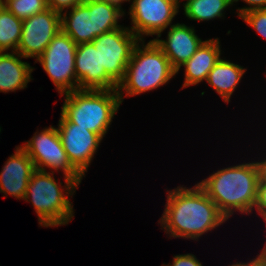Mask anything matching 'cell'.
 Listing matches in <instances>:
<instances>
[{
    "label": "cell",
    "mask_w": 266,
    "mask_h": 266,
    "mask_svg": "<svg viewBox=\"0 0 266 266\" xmlns=\"http://www.w3.org/2000/svg\"><path fill=\"white\" fill-rule=\"evenodd\" d=\"M165 192V207L157 222L169 239L198 242L203 235L212 233L228 221L197 183L191 187L178 185L174 189L167 188Z\"/></svg>",
    "instance_id": "6da1fadb"
},
{
    "label": "cell",
    "mask_w": 266,
    "mask_h": 266,
    "mask_svg": "<svg viewBox=\"0 0 266 266\" xmlns=\"http://www.w3.org/2000/svg\"><path fill=\"white\" fill-rule=\"evenodd\" d=\"M258 169L254 161L218 168L197 184L229 219L238 214L251 216L257 198Z\"/></svg>",
    "instance_id": "7a4b0ae2"
},
{
    "label": "cell",
    "mask_w": 266,
    "mask_h": 266,
    "mask_svg": "<svg viewBox=\"0 0 266 266\" xmlns=\"http://www.w3.org/2000/svg\"><path fill=\"white\" fill-rule=\"evenodd\" d=\"M55 177V173L36 169L27 186L24 201L29 204L32 202L39 227L66 226L75 217L74 205L70 199L79 186L66 176L64 182H59Z\"/></svg>",
    "instance_id": "3957f363"
},
{
    "label": "cell",
    "mask_w": 266,
    "mask_h": 266,
    "mask_svg": "<svg viewBox=\"0 0 266 266\" xmlns=\"http://www.w3.org/2000/svg\"><path fill=\"white\" fill-rule=\"evenodd\" d=\"M176 77V71L167 56L151 39L139 40L135 45L123 80L117 92L123 103L125 97H133L157 90Z\"/></svg>",
    "instance_id": "277c9868"
},
{
    "label": "cell",
    "mask_w": 266,
    "mask_h": 266,
    "mask_svg": "<svg viewBox=\"0 0 266 266\" xmlns=\"http://www.w3.org/2000/svg\"><path fill=\"white\" fill-rule=\"evenodd\" d=\"M63 96L61 113L71 123L97 133L103 139L122 104L117 89H78L60 95Z\"/></svg>",
    "instance_id": "5b68a950"
},
{
    "label": "cell",
    "mask_w": 266,
    "mask_h": 266,
    "mask_svg": "<svg viewBox=\"0 0 266 266\" xmlns=\"http://www.w3.org/2000/svg\"><path fill=\"white\" fill-rule=\"evenodd\" d=\"M20 146L26 151L37 170L59 174L61 171L63 177L71 178L78 186L81 184L84 177L70 163L58 129L54 125L40 131L37 129L32 138Z\"/></svg>",
    "instance_id": "8992f818"
},
{
    "label": "cell",
    "mask_w": 266,
    "mask_h": 266,
    "mask_svg": "<svg viewBox=\"0 0 266 266\" xmlns=\"http://www.w3.org/2000/svg\"><path fill=\"white\" fill-rule=\"evenodd\" d=\"M76 50L77 44L60 30L34 62L42 66L60 95L79 89L75 74Z\"/></svg>",
    "instance_id": "52a82bcc"
},
{
    "label": "cell",
    "mask_w": 266,
    "mask_h": 266,
    "mask_svg": "<svg viewBox=\"0 0 266 266\" xmlns=\"http://www.w3.org/2000/svg\"><path fill=\"white\" fill-rule=\"evenodd\" d=\"M131 3L126 13L130 16L131 32L140 40L149 36H162L180 12L179 0H127Z\"/></svg>",
    "instance_id": "ba28073f"
},
{
    "label": "cell",
    "mask_w": 266,
    "mask_h": 266,
    "mask_svg": "<svg viewBox=\"0 0 266 266\" xmlns=\"http://www.w3.org/2000/svg\"><path fill=\"white\" fill-rule=\"evenodd\" d=\"M139 40L127 26L123 25L121 28L97 36L92 41L96 50H99L100 71H106L117 85L125 76L133 49Z\"/></svg>",
    "instance_id": "9c48e42d"
},
{
    "label": "cell",
    "mask_w": 266,
    "mask_h": 266,
    "mask_svg": "<svg viewBox=\"0 0 266 266\" xmlns=\"http://www.w3.org/2000/svg\"><path fill=\"white\" fill-rule=\"evenodd\" d=\"M62 146L72 166L85 178L103 138L78 124L71 123L62 113L57 124Z\"/></svg>",
    "instance_id": "30bf717a"
},
{
    "label": "cell",
    "mask_w": 266,
    "mask_h": 266,
    "mask_svg": "<svg viewBox=\"0 0 266 266\" xmlns=\"http://www.w3.org/2000/svg\"><path fill=\"white\" fill-rule=\"evenodd\" d=\"M61 30V14L47 8L23 21L17 52L24 58L38 59Z\"/></svg>",
    "instance_id": "8fae6325"
},
{
    "label": "cell",
    "mask_w": 266,
    "mask_h": 266,
    "mask_svg": "<svg viewBox=\"0 0 266 266\" xmlns=\"http://www.w3.org/2000/svg\"><path fill=\"white\" fill-rule=\"evenodd\" d=\"M167 29L166 39L156 36L152 40L167 56L173 69L177 71L196 53V50L205 40L196 34L194 25L188 26L177 22Z\"/></svg>",
    "instance_id": "7c38bea8"
},
{
    "label": "cell",
    "mask_w": 266,
    "mask_h": 266,
    "mask_svg": "<svg viewBox=\"0 0 266 266\" xmlns=\"http://www.w3.org/2000/svg\"><path fill=\"white\" fill-rule=\"evenodd\" d=\"M36 170L33 161L20 146H15L0 171V193L2 197L12 196L24 200L27 186L33 172Z\"/></svg>",
    "instance_id": "4fadbf2b"
},
{
    "label": "cell",
    "mask_w": 266,
    "mask_h": 266,
    "mask_svg": "<svg viewBox=\"0 0 266 266\" xmlns=\"http://www.w3.org/2000/svg\"><path fill=\"white\" fill-rule=\"evenodd\" d=\"M75 74L79 89L110 90L118 87L106 71H100L99 50L92 42L77 44Z\"/></svg>",
    "instance_id": "5bb4252c"
},
{
    "label": "cell",
    "mask_w": 266,
    "mask_h": 266,
    "mask_svg": "<svg viewBox=\"0 0 266 266\" xmlns=\"http://www.w3.org/2000/svg\"><path fill=\"white\" fill-rule=\"evenodd\" d=\"M220 39L209 38L206 39L196 50V53L187 60L176 71L179 74L181 67H184V82L181 89L191 86H198L201 82H206L207 76L214 65L222 57Z\"/></svg>",
    "instance_id": "9a60e30c"
},
{
    "label": "cell",
    "mask_w": 266,
    "mask_h": 266,
    "mask_svg": "<svg viewBox=\"0 0 266 266\" xmlns=\"http://www.w3.org/2000/svg\"><path fill=\"white\" fill-rule=\"evenodd\" d=\"M18 52H0V93L24 90L31 82L35 70Z\"/></svg>",
    "instance_id": "2e32d148"
},
{
    "label": "cell",
    "mask_w": 266,
    "mask_h": 266,
    "mask_svg": "<svg viewBox=\"0 0 266 266\" xmlns=\"http://www.w3.org/2000/svg\"><path fill=\"white\" fill-rule=\"evenodd\" d=\"M246 71V67L221 57L209 72L206 84L214 89L222 101L228 105Z\"/></svg>",
    "instance_id": "e0dca14e"
},
{
    "label": "cell",
    "mask_w": 266,
    "mask_h": 266,
    "mask_svg": "<svg viewBox=\"0 0 266 266\" xmlns=\"http://www.w3.org/2000/svg\"><path fill=\"white\" fill-rule=\"evenodd\" d=\"M61 30L76 44L92 42V11L82 2L61 13Z\"/></svg>",
    "instance_id": "ac0fdd59"
},
{
    "label": "cell",
    "mask_w": 266,
    "mask_h": 266,
    "mask_svg": "<svg viewBox=\"0 0 266 266\" xmlns=\"http://www.w3.org/2000/svg\"><path fill=\"white\" fill-rule=\"evenodd\" d=\"M83 3L92 11L95 37L123 26L120 21L125 16V10L120 4L102 0H84Z\"/></svg>",
    "instance_id": "d6986e66"
},
{
    "label": "cell",
    "mask_w": 266,
    "mask_h": 266,
    "mask_svg": "<svg viewBox=\"0 0 266 266\" xmlns=\"http://www.w3.org/2000/svg\"><path fill=\"white\" fill-rule=\"evenodd\" d=\"M183 14L190 21L206 22L224 19L230 0H186L182 4Z\"/></svg>",
    "instance_id": "ffe728a7"
},
{
    "label": "cell",
    "mask_w": 266,
    "mask_h": 266,
    "mask_svg": "<svg viewBox=\"0 0 266 266\" xmlns=\"http://www.w3.org/2000/svg\"><path fill=\"white\" fill-rule=\"evenodd\" d=\"M23 21L0 6V52H17Z\"/></svg>",
    "instance_id": "44dd1931"
},
{
    "label": "cell",
    "mask_w": 266,
    "mask_h": 266,
    "mask_svg": "<svg viewBox=\"0 0 266 266\" xmlns=\"http://www.w3.org/2000/svg\"><path fill=\"white\" fill-rule=\"evenodd\" d=\"M2 5L22 21L48 8L47 0H2Z\"/></svg>",
    "instance_id": "7402d4cb"
},
{
    "label": "cell",
    "mask_w": 266,
    "mask_h": 266,
    "mask_svg": "<svg viewBox=\"0 0 266 266\" xmlns=\"http://www.w3.org/2000/svg\"><path fill=\"white\" fill-rule=\"evenodd\" d=\"M239 19L243 20L266 40V9L245 12Z\"/></svg>",
    "instance_id": "603a6c76"
},
{
    "label": "cell",
    "mask_w": 266,
    "mask_h": 266,
    "mask_svg": "<svg viewBox=\"0 0 266 266\" xmlns=\"http://www.w3.org/2000/svg\"><path fill=\"white\" fill-rule=\"evenodd\" d=\"M163 266H203L202 262L192 253L177 254L173 256L172 262L163 263Z\"/></svg>",
    "instance_id": "cb8c5ba5"
},
{
    "label": "cell",
    "mask_w": 266,
    "mask_h": 266,
    "mask_svg": "<svg viewBox=\"0 0 266 266\" xmlns=\"http://www.w3.org/2000/svg\"><path fill=\"white\" fill-rule=\"evenodd\" d=\"M239 1L244 2V4L247 5H244L242 8H236L235 13L237 14L238 18L245 12L266 9V0H230V4L233 7L235 3H238Z\"/></svg>",
    "instance_id": "d4e9b609"
},
{
    "label": "cell",
    "mask_w": 266,
    "mask_h": 266,
    "mask_svg": "<svg viewBox=\"0 0 266 266\" xmlns=\"http://www.w3.org/2000/svg\"><path fill=\"white\" fill-rule=\"evenodd\" d=\"M255 211V212H254ZM256 216L266 214V183L258 182L257 185V198L253 209Z\"/></svg>",
    "instance_id": "484cf974"
},
{
    "label": "cell",
    "mask_w": 266,
    "mask_h": 266,
    "mask_svg": "<svg viewBox=\"0 0 266 266\" xmlns=\"http://www.w3.org/2000/svg\"><path fill=\"white\" fill-rule=\"evenodd\" d=\"M84 0H47L48 8H51L53 11L62 13L77 4L82 3Z\"/></svg>",
    "instance_id": "4316f807"
},
{
    "label": "cell",
    "mask_w": 266,
    "mask_h": 266,
    "mask_svg": "<svg viewBox=\"0 0 266 266\" xmlns=\"http://www.w3.org/2000/svg\"><path fill=\"white\" fill-rule=\"evenodd\" d=\"M263 154H264V157L263 156L262 157H256L258 160L256 161V159H255V163H256L257 169H258L259 182H265L266 183V155L264 152H263Z\"/></svg>",
    "instance_id": "83f0119b"
},
{
    "label": "cell",
    "mask_w": 266,
    "mask_h": 266,
    "mask_svg": "<svg viewBox=\"0 0 266 266\" xmlns=\"http://www.w3.org/2000/svg\"><path fill=\"white\" fill-rule=\"evenodd\" d=\"M234 266H266V261L257 253L255 257L252 259H248L247 262H233L232 263Z\"/></svg>",
    "instance_id": "f1b7e54d"
},
{
    "label": "cell",
    "mask_w": 266,
    "mask_h": 266,
    "mask_svg": "<svg viewBox=\"0 0 266 266\" xmlns=\"http://www.w3.org/2000/svg\"><path fill=\"white\" fill-rule=\"evenodd\" d=\"M259 218H260V220L259 221H261V219H262V223H265V224H263V226L265 225V230H266V214H263V215H261V216H259ZM266 232V231H265ZM266 241V240H265ZM264 246H263V248H261V252H266V242L263 244Z\"/></svg>",
    "instance_id": "f546056e"
},
{
    "label": "cell",
    "mask_w": 266,
    "mask_h": 266,
    "mask_svg": "<svg viewBox=\"0 0 266 266\" xmlns=\"http://www.w3.org/2000/svg\"><path fill=\"white\" fill-rule=\"evenodd\" d=\"M102 1H108L115 4H120L121 6H123V3H127V0H102Z\"/></svg>",
    "instance_id": "4dcf8cb0"
},
{
    "label": "cell",
    "mask_w": 266,
    "mask_h": 266,
    "mask_svg": "<svg viewBox=\"0 0 266 266\" xmlns=\"http://www.w3.org/2000/svg\"><path fill=\"white\" fill-rule=\"evenodd\" d=\"M258 254L266 261V252H259Z\"/></svg>",
    "instance_id": "1f68e13d"
}]
</instances>
